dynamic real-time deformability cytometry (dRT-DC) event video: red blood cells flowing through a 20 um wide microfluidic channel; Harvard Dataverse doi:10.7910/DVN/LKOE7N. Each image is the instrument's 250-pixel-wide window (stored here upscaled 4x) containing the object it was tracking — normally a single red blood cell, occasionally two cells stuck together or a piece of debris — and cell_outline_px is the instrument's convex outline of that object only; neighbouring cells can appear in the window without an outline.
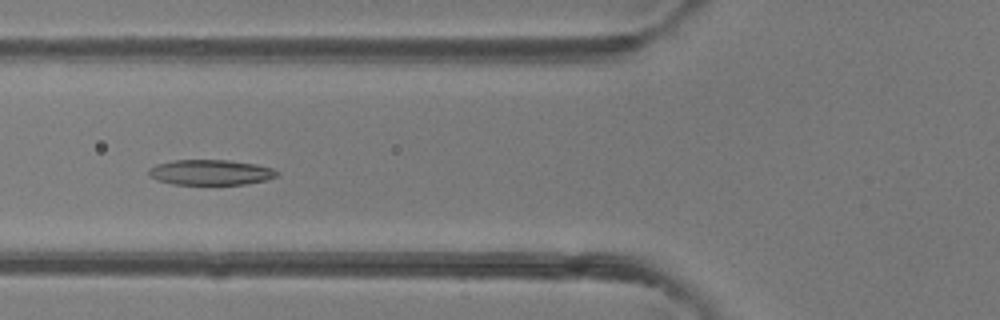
{"species": "common noctule bat (a hibernating species)", "species_latin": "Nyctalus noctula", "temperature_condition": "room temperature", "stored_images_in_passage": 40, "camera_frame_rate_fps": 3000, "um_per_image_px": 0.085, "animal": {"sex": "female"}, "frame": {"image": 1, "passage_image": 18, "time_ms": 5.667, "image_size_px": [1000, 320], "cell_outline_px": [[280, 172], [276, 176], [264, 180], [244, 184], [172, 184], [156, 180], [148, 176], [148, 168], [156, 164], [172, 160], [228, 160], [256, 164], [272, 168]], "centroid_in_image_um": [17.84, 14.64], "position_along_channel_um": 108.0, "area_um2": 18.96}}
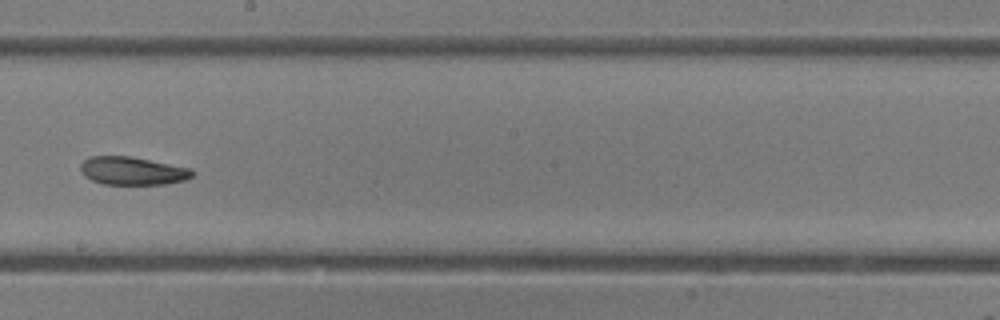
{"frame": {"image": 2, "passage_image": 27, "time_ms": 8.667, "image_size_px": [1000, 320], "cell_outline_px": [[196, 172], [192, 176], [184, 180], [164, 184], [104, 184], [92, 180], [84, 176], [80, 172], [80, 164], [88, 156], [132, 156], [192, 168]], "centroid_in_image_um": [11.26, 14.51], "position_along_channel_um": 236.9, "area_um2": 18.5}}
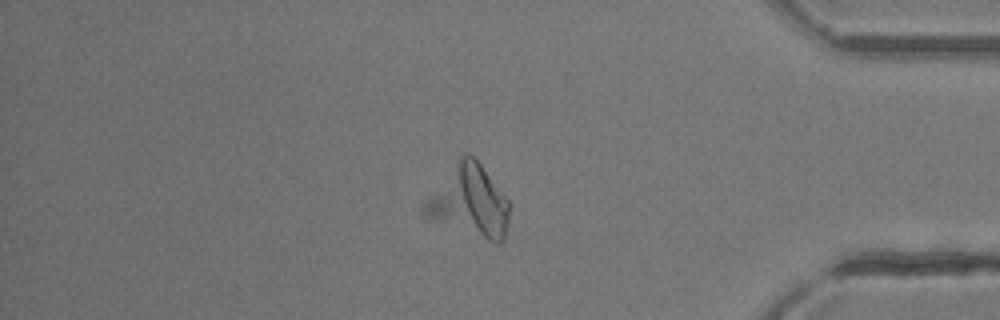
{"frame": {"image": 3, "passage_image": 40, "time_ms": 13.0, "image_size_px": [1000, 320], "cell_outline_px": [[508, 224], [504, 240], [500, 244], [496, 244], [424, 216], [424, 200], [460, 156], [472, 156], [480, 164], [508, 200]], "centroid_in_image_um": [39.9, 17.15], "position_along_channel_um": 395.3, "area_um2": 34.51}}